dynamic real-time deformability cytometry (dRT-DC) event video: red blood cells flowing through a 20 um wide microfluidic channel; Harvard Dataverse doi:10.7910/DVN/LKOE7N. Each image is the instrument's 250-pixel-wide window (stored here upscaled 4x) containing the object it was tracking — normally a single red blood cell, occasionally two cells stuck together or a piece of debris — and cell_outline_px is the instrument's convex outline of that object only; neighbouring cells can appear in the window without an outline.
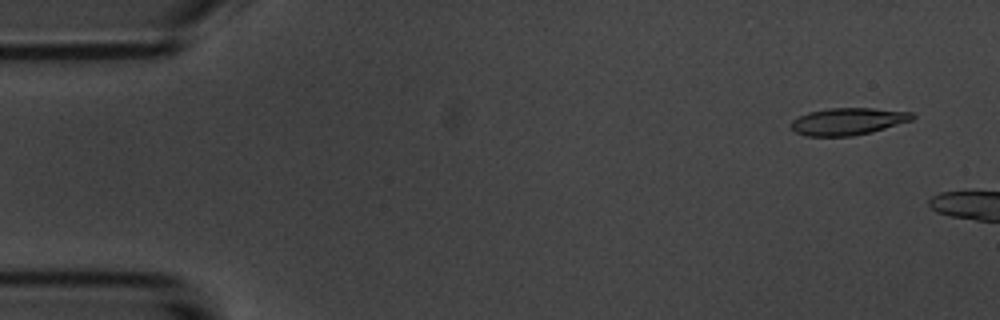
{"species": "common noctule bat (a hibernating species)", "species_latin": "Nyctalus noctula", "temperature_condition": "room temperature", "stored_images_in_passage": 3, "camera_frame_rate_fps": 3000, "um_per_image_px": 0.085, "animal": {"sex": "male", "body_mass_g": 20.1, "forearm_length_mm": 53.5}, "frame": {"image": 1, "passage_image": 1, "time_ms": 0.0, "image_size_px": [1000, 320], "cell_outline_px": [[916, 116], [912, 120], [872, 132], [852, 136], [804, 136], [796, 132], [792, 128], [792, 120], [808, 112], [828, 108], [872, 108], [912, 112]], "centroid_in_image_um": [72.09, 10.32], "position_along_channel_um": 12.9, "area_um2": 19.13}}